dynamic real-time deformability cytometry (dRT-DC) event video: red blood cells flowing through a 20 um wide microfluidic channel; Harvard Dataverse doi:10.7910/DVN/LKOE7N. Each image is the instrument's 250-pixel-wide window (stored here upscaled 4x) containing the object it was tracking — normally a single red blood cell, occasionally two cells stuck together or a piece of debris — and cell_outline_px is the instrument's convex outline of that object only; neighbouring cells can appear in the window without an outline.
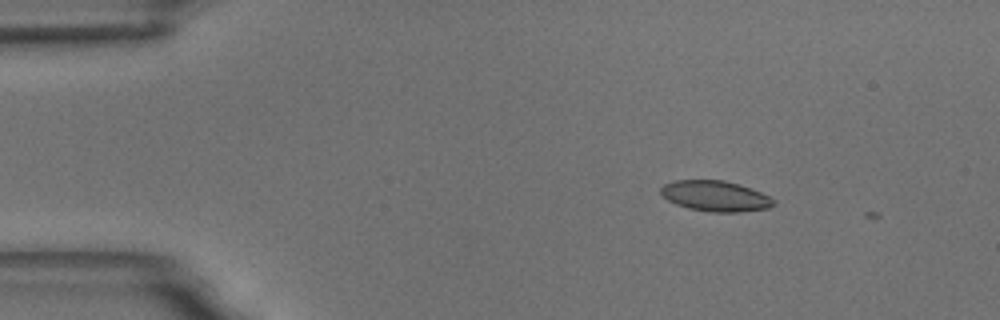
{"species": "common noctule bat (a hibernating species)", "species_latin": "Nyctalus noctula", "temperature_condition": "room temperature", "stored_images_in_passage": 2, "camera_frame_rate_fps": 3000, "um_per_image_px": 0.085, "animal": {"sex": "male", "body_mass_g": 18.8}, "frame": {"image": 1, "passage_image": 1, "time_ms": 0.0, "image_size_px": [1000, 320], "cell_outline_px": [[776, 204], [768, 208], [740, 212], [712, 212], [688, 208], [676, 204], [668, 200], [660, 192], [660, 188], [664, 184], [676, 180], [724, 180], [760, 192], [776, 200]], "centroid_in_image_um": [60.8, 16.67], "position_along_channel_um": 24.2, "area_um2": 19.94}}